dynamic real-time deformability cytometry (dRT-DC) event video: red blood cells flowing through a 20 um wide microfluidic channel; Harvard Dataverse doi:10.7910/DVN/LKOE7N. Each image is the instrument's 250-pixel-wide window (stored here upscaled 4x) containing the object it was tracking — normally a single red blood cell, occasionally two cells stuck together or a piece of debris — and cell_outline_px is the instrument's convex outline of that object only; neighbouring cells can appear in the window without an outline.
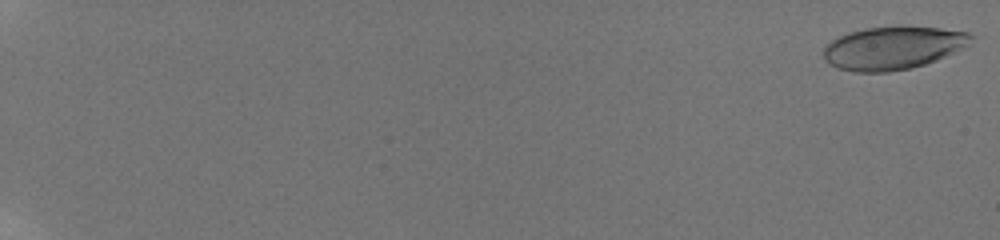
{"species": "human", "species_latin": "Homo sapiens", "temperature_condition": "room temperature", "stored_images_in_passage": 54, "camera_frame_rate_fps": 3000, "um_per_image_px": 0.085, "donor": {"sex": "male"}, "frame": {"image": 1, "passage_image": 1, "time_ms": 0.0, "image_size_px": [1000, 240], "cell_outline_px": [[976, 36], [972, 44], [936, 60], [912, 68], [888, 72], [856, 72], [840, 68], [824, 60], [824, 48], [832, 40], [848, 32], [864, 28], [900, 24], [904, 24], [940, 28], [968, 32]], "centroid_in_image_um": [75.97, 4.03], "position_along_channel_um": 9.0, "area_um2": 37.63}}
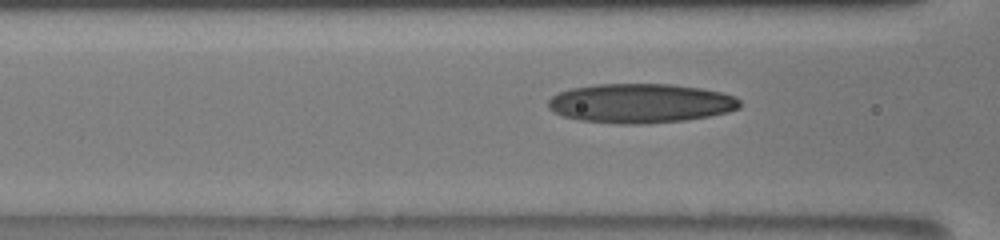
{"frame": {"image": 2, "passage_image": 49, "time_ms": 9.333, "image_size_px": [1000, 240], "cell_outline_px": [[740, 108], [728, 112], [708, 116], [684, 120], [648, 124], [616, 124], [580, 120], [564, 116], [552, 112], [548, 108], [548, 100], [552, 96], [560, 92], [572, 88], [596, 84], [672, 84], [700, 88], [720, 92], [736, 96], [740, 100]], "centroid_in_image_um": [54.44, 8.78], "position_along_channel_um": 112.2, "area_um2": 44.1}}
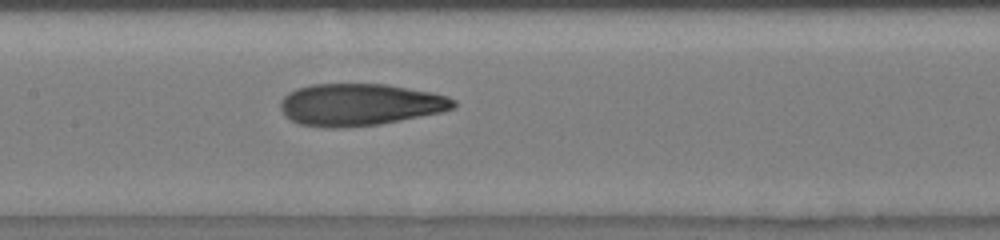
{"frame": {"image": 3, "passage_image": 54, "time_ms": 11.0, "image_size_px": [1000, 240], "cell_outline_px": [[456, 104], [452, 108], [444, 112], [380, 124], [340, 128], [324, 128], [300, 124], [292, 120], [280, 108], [280, 100], [288, 92], [296, 88], [312, 84], [388, 84], [432, 92], [448, 96], [456, 100]], "centroid_in_image_um": [30.61, 8.89], "position_along_channel_um": 176.8, "area_um2": 42.66}}